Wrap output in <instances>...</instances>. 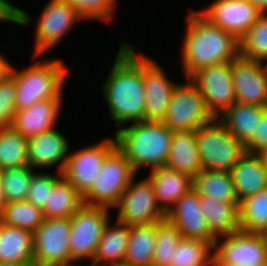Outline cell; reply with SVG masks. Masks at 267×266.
Instances as JSON below:
<instances>
[{"label": "cell", "mask_w": 267, "mask_h": 266, "mask_svg": "<svg viewBox=\"0 0 267 266\" xmlns=\"http://www.w3.org/2000/svg\"><path fill=\"white\" fill-rule=\"evenodd\" d=\"M145 92L144 121L162 122L177 84L172 83L155 61L142 55Z\"/></svg>", "instance_id": "17"}, {"label": "cell", "mask_w": 267, "mask_h": 266, "mask_svg": "<svg viewBox=\"0 0 267 266\" xmlns=\"http://www.w3.org/2000/svg\"><path fill=\"white\" fill-rule=\"evenodd\" d=\"M102 92L118 127L130 121H144L142 55H137L129 43H121Z\"/></svg>", "instance_id": "1"}, {"label": "cell", "mask_w": 267, "mask_h": 266, "mask_svg": "<svg viewBox=\"0 0 267 266\" xmlns=\"http://www.w3.org/2000/svg\"><path fill=\"white\" fill-rule=\"evenodd\" d=\"M116 222L117 227H111L110 221L105 226L92 261L94 266H109V264L111 266L124 262L129 242L130 226L118 220ZM101 261H108L109 263L98 265V262Z\"/></svg>", "instance_id": "27"}, {"label": "cell", "mask_w": 267, "mask_h": 266, "mask_svg": "<svg viewBox=\"0 0 267 266\" xmlns=\"http://www.w3.org/2000/svg\"><path fill=\"white\" fill-rule=\"evenodd\" d=\"M0 262L34 266L33 233L0 221Z\"/></svg>", "instance_id": "24"}, {"label": "cell", "mask_w": 267, "mask_h": 266, "mask_svg": "<svg viewBox=\"0 0 267 266\" xmlns=\"http://www.w3.org/2000/svg\"><path fill=\"white\" fill-rule=\"evenodd\" d=\"M0 266H25V265H22V264H14V263L0 262Z\"/></svg>", "instance_id": "46"}, {"label": "cell", "mask_w": 267, "mask_h": 266, "mask_svg": "<svg viewBox=\"0 0 267 266\" xmlns=\"http://www.w3.org/2000/svg\"><path fill=\"white\" fill-rule=\"evenodd\" d=\"M71 263H73V262L65 263V264H63V265H57V266H74V265H72ZM79 266H80V265H79ZM86 266H94V265L92 264V265H86Z\"/></svg>", "instance_id": "49"}, {"label": "cell", "mask_w": 267, "mask_h": 266, "mask_svg": "<svg viewBox=\"0 0 267 266\" xmlns=\"http://www.w3.org/2000/svg\"><path fill=\"white\" fill-rule=\"evenodd\" d=\"M130 182L118 204L117 220L131 225L158 223L166 213L158 205L151 182L146 178L134 184ZM134 185V186H133Z\"/></svg>", "instance_id": "12"}, {"label": "cell", "mask_w": 267, "mask_h": 266, "mask_svg": "<svg viewBox=\"0 0 267 266\" xmlns=\"http://www.w3.org/2000/svg\"><path fill=\"white\" fill-rule=\"evenodd\" d=\"M147 179L152 184L158 205L165 213H167L182 196L193 189L192 177L167 168L166 166L152 169Z\"/></svg>", "instance_id": "22"}, {"label": "cell", "mask_w": 267, "mask_h": 266, "mask_svg": "<svg viewBox=\"0 0 267 266\" xmlns=\"http://www.w3.org/2000/svg\"><path fill=\"white\" fill-rule=\"evenodd\" d=\"M195 134L202 167L205 170L230 172L246 153L245 145L217 118L200 126Z\"/></svg>", "instance_id": "5"}, {"label": "cell", "mask_w": 267, "mask_h": 266, "mask_svg": "<svg viewBox=\"0 0 267 266\" xmlns=\"http://www.w3.org/2000/svg\"><path fill=\"white\" fill-rule=\"evenodd\" d=\"M212 266H228V265H212Z\"/></svg>", "instance_id": "51"}, {"label": "cell", "mask_w": 267, "mask_h": 266, "mask_svg": "<svg viewBox=\"0 0 267 266\" xmlns=\"http://www.w3.org/2000/svg\"><path fill=\"white\" fill-rule=\"evenodd\" d=\"M45 220L43 210L27 200L5 202L1 222L34 232Z\"/></svg>", "instance_id": "34"}, {"label": "cell", "mask_w": 267, "mask_h": 266, "mask_svg": "<svg viewBox=\"0 0 267 266\" xmlns=\"http://www.w3.org/2000/svg\"><path fill=\"white\" fill-rule=\"evenodd\" d=\"M12 67L10 63L0 53V81L11 75Z\"/></svg>", "instance_id": "43"}, {"label": "cell", "mask_w": 267, "mask_h": 266, "mask_svg": "<svg viewBox=\"0 0 267 266\" xmlns=\"http://www.w3.org/2000/svg\"><path fill=\"white\" fill-rule=\"evenodd\" d=\"M157 223L131 225L124 264L131 266H152L156 244Z\"/></svg>", "instance_id": "28"}, {"label": "cell", "mask_w": 267, "mask_h": 266, "mask_svg": "<svg viewBox=\"0 0 267 266\" xmlns=\"http://www.w3.org/2000/svg\"><path fill=\"white\" fill-rule=\"evenodd\" d=\"M115 148V138L114 140L111 138L68 154L65 167L61 172L62 177L84 197L90 191L97 172L101 169L106 157Z\"/></svg>", "instance_id": "13"}, {"label": "cell", "mask_w": 267, "mask_h": 266, "mask_svg": "<svg viewBox=\"0 0 267 266\" xmlns=\"http://www.w3.org/2000/svg\"><path fill=\"white\" fill-rule=\"evenodd\" d=\"M214 244L212 265L264 266L267 250L260 233L237 231Z\"/></svg>", "instance_id": "11"}, {"label": "cell", "mask_w": 267, "mask_h": 266, "mask_svg": "<svg viewBox=\"0 0 267 266\" xmlns=\"http://www.w3.org/2000/svg\"><path fill=\"white\" fill-rule=\"evenodd\" d=\"M69 3L84 20L95 19L108 22L112 18L116 0H63Z\"/></svg>", "instance_id": "38"}, {"label": "cell", "mask_w": 267, "mask_h": 266, "mask_svg": "<svg viewBox=\"0 0 267 266\" xmlns=\"http://www.w3.org/2000/svg\"><path fill=\"white\" fill-rule=\"evenodd\" d=\"M4 205H5V198H4L3 188L1 186V181H0V220L3 214Z\"/></svg>", "instance_id": "45"}, {"label": "cell", "mask_w": 267, "mask_h": 266, "mask_svg": "<svg viewBox=\"0 0 267 266\" xmlns=\"http://www.w3.org/2000/svg\"><path fill=\"white\" fill-rule=\"evenodd\" d=\"M239 225L241 231L251 233L267 229V188L240 201Z\"/></svg>", "instance_id": "32"}, {"label": "cell", "mask_w": 267, "mask_h": 266, "mask_svg": "<svg viewBox=\"0 0 267 266\" xmlns=\"http://www.w3.org/2000/svg\"><path fill=\"white\" fill-rule=\"evenodd\" d=\"M15 79L9 75L0 81V128L10 127L16 112Z\"/></svg>", "instance_id": "40"}, {"label": "cell", "mask_w": 267, "mask_h": 266, "mask_svg": "<svg viewBox=\"0 0 267 266\" xmlns=\"http://www.w3.org/2000/svg\"><path fill=\"white\" fill-rule=\"evenodd\" d=\"M40 174V175H39ZM34 173L31 178L27 201L39 209H44L48 205L49 191L62 178L50 174Z\"/></svg>", "instance_id": "39"}, {"label": "cell", "mask_w": 267, "mask_h": 266, "mask_svg": "<svg viewBox=\"0 0 267 266\" xmlns=\"http://www.w3.org/2000/svg\"><path fill=\"white\" fill-rule=\"evenodd\" d=\"M70 218L46 219L33 232L34 266H57L70 258Z\"/></svg>", "instance_id": "9"}, {"label": "cell", "mask_w": 267, "mask_h": 266, "mask_svg": "<svg viewBox=\"0 0 267 266\" xmlns=\"http://www.w3.org/2000/svg\"><path fill=\"white\" fill-rule=\"evenodd\" d=\"M187 20L182 50L187 79L199 70L231 62L239 56V40L211 23L200 11H191Z\"/></svg>", "instance_id": "2"}, {"label": "cell", "mask_w": 267, "mask_h": 266, "mask_svg": "<svg viewBox=\"0 0 267 266\" xmlns=\"http://www.w3.org/2000/svg\"><path fill=\"white\" fill-rule=\"evenodd\" d=\"M248 1H250L262 13H267V0H248Z\"/></svg>", "instance_id": "44"}, {"label": "cell", "mask_w": 267, "mask_h": 266, "mask_svg": "<svg viewBox=\"0 0 267 266\" xmlns=\"http://www.w3.org/2000/svg\"><path fill=\"white\" fill-rule=\"evenodd\" d=\"M263 239H264V242H265V245H266V250H267V229L264 230L262 233H261Z\"/></svg>", "instance_id": "47"}, {"label": "cell", "mask_w": 267, "mask_h": 266, "mask_svg": "<svg viewBox=\"0 0 267 266\" xmlns=\"http://www.w3.org/2000/svg\"><path fill=\"white\" fill-rule=\"evenodd\" d=\"M83 205V197L62 177L49 191L48 205L43 209V214L46 219L70 218Z\"/></svg>", "instance_id": "30"}, {"label": "cell", "mask_w": 267, "mask_h": 266, "mask_svg": "<svg viewBox=\"0 0 267 266\" xmlns=\"http://www.w3.org/2000/svg\"><path fill=\"white\" fill-rule=\"evenodd\" d=\"M181 238V232L167 218L158 222L152 266H170L173 249L177 247Z\"/></svg>", "instance_id": "36"}, {"label": "cell", "mask_w": 267, "mask_h": 266, "mask_svg": "<svg viewBox=\"0 0 267 266\" xmlns=\"http://www.w3.org/2000/svg\"><path fill=\"white\" fill-rule=\"evenodd\" d=\"M246 152L262 154L267 150V109L263 112L261 121H258L257 134L245 144Z\"/></svg>", "instance_id": "41"}, {"label": "cell", "mask_w": 267, "mask_h": 266, "mask_svg": "<svg viewBox=\"0 0 267 266\" xmlns=\"http://www.w3.org/2000/svg\"><path fill=\"white\" fill-rule=\"evenodd\" d=\"M266 109L250 104L235 103L219 118L226 129L245 145L254 134H257L258 121H261Z\"/></svg>", "instance_id": "26"}, {"label": "cell", "mask_w": 267, "mask_h": 266, "mask_svg": "<svg viewBox=\"0 0 267 266\" xmlns=\"http://www.w3.org/2000/svg\"><path fill=\"white\" fill-rule=\"evenodd\" d=\"M61 60L33 63L21 71L12 68L15 79L16 111L29 108L39 101L62 99L67 71Z\"/></svg>", "instance_id": "4"}, {"label": "cell", "mask_w": 267, "mask_h": 266, "mask_svg": "<svg viewBox=\"0 0 267 266\" xmlns=\"http://www.w3.org/2000/svg\"><path fill=\"white\" fill-rule=\"evenodd\" d=\"M236 103L267 108V63L238 56L231 61Z\"/></svg>", "instance_id": "14"}, {"label": "cell", "mask_w": 267, "mask_h": 266, "mask_svg": "<svg viewBox=\"0 0 267 266\" xmlns=\"http://www.w3.org/2000/svg\"><path fill=\"white\" fill-rule=\"evenodd\" d=\"M29 167L28 139L11 126L0 128V170Z\"/></svg>", "instance_id": "31"}, {"label": "cell", "mask_w": 267, "mask_h": 266, "mask_svg": "<svg viewBox=\"0 0 267 266\" xmlns=\"http://www.w3.org/2000/svg\"><path fill=\"white\" fill-rule=\"evenodd\" d=\"M214 246L204 240L182 237L173 249L170 266H208L212 265Z\"/></svg>", "instance_id": "33"}, {"label": "cell", "mask_w": 267, "mask_h": 266, "mask_svg": "<svg viewBox=\"0 0 267 266\" xmlns=\"http://www.w3.org/2000/svg\"><path fill=\"white\" fill-rule=\"evenodd\" d=\"M166 218L181 232L182 237L210 242L216 238L211 234L200 207V196L194 189L182 196L166 213Z\"/></svg>", "instance_id": "18"}, {"label": "cell", "mask_w": 267, "mask_h": 266, "mask_svg": "<svg viewBox=\"0 0 267 266\" xmlns=\"http://www.w3.org/2000/svg\"><path fill=\"white\" fill-rule=\"evenodd\" d=\"M189 79L202 94L206 107L214 118L218 119L219 115L236 103L231 62L199 70Z\"/></svg>", "instance_id": "10"}, {"label": "cell", "mask_w": 267, "mask_h": 266, "mask_svg": "<svg viewBox=\"0 0 267 266\" xmlns=\"http://www.w3.org/2000/svg\"><path fill=\"white\" fill-rule=\"evenodd\" d=\"M172 135L163 122L154 121L134 122L114 133L117 149L135 172L142 166L151 170L166 166Z\"/></svg>", "instance_id": "3"}, {"label": "cell", "mask_w": 267, "mask_h": 266, "mask_svg": "<svg viewBox=\"0 0 267 266\" xmlns=\"http://www.w3.org/2000/svg\"><path fill=\"white\" fill-rule=\"evenodd\" d=\"M111 266H131V265L121 263V264H115V265H111Z\"/></svg>", "instance_id": "50"}, {"label": "cell", "mask_w": 267, "mask_h": 266, "mask_svg": "<svg viewBox=\"0 0 267 266\" xmlns=\"http://www.w3.org/2000/svg\"><path fill=\"white\" fill-rule=\"evenodd\" d=\"M187 81L189 83L176 85L166 116L162 120L172 132L196 131L214 119L206 107L202 94L190 79Z\"/></svg>", "instance_id": "8"}, {"label": "cell", "mask_w": 267, "mask_h": 266, "mask_svg": "<svg viewBox=\"0 0 267 266\" xmlns=\"http://www.w3.org/2000/svg\"><path fill=\"white\" fill-rule=\"evenodd\" d=\"M135 173L132 165L116 147L97 172L90 191L83 197L84 204L116 207Z\"/></svg>", "instance_id": "6"}, {"label": "cell", "mask_w": 267, "mask_h": 266, "mask_svg": "<svg viewBox=\"0 0 267 266\" xmlns=\"http://www.w3.org/2000/svg\"><path fill=\"white\" fill-rule=\"evenodd\" d=\"M239 56L259 62L267 60V15L262 13L239 40Z\"/></svg>", "instance_id": "35"}, {"label": "cell", "mask_w": 267, "mask_h": 266, "mask_svg": "<svg viewBox=\"0 0 267 266\" xmlns=\"http://www.w3.org/2000/svg\"><path fill=\"white\" fill-rule=\"evenodd\" d=\"M192 186L199 196L220 202H239L230 172L202 169L193 177Z\"/></svg>", "instance_id": "29"}, {"label": "cell", "mask_w": 267, "mask_h": 266, "mask_svg": "<svg viewBox=\"0 0 267 266\" xmlns=\"http://www.w3.org/2000/svg\"><path fill=\"white\" fill-rule=\"evenodd\" d=\"M166 167L192 178L203 169L195 131L173 132Z\"/></svg>", "instance_id": "23"}, {"label": "cell", "mask_w": 267, "mask_h": 266, "mask_svg": "<svg viewBox=\"0 0 267 266\" xmlns=\"http://www.w3.org/2000/svg\"><path fill=\"white\" fill-rule=\"evenodd\" d=\"M33 174L34 169L30 167L0 170V181L5 202L27 200Z\"/></svg>", "instance_id": "37"}, {"label": "cell", "mask_w": 267, "mask_h": 266, "mask_svg": "<svg viewBox=\"0 0 267 266\" xmlns=\"http://www.w3.org/2000/svg\"><path fill=\"white\" fill-rule=\"evenodd\" d=\"M265 160V164H266V167H267V150H265L262 154H261Z\"/></svg>", "instance_id": "48"}, {"label": "cell", "mask_w": 267, "mask_h": 266, "mask_svg": "<svg viewBox=\"0 0 267 266\" xmlns=\"http://www.w3.org/2000/svg\"><path fill=\"white\" fill-rule=\"evenodd\" d=\"M76 20L82 18L63 0H51L44 7L36 25L35 54L33 58L53 48L70 30Z\"/></svg>", "instance_id": "15"}, {"label": "cell", "mask_w": 267, "mask_h": 266, "mask_svg": "<svg viewBox=\"0 0 267 266\" xmlns=\"http://www.w3.org/2000/svg\"><path fill=\"white\" fill-rule=\"evenodd\" d=\"M29 14L10 4L7 0H0V21H9L19 25H29Z\"/></svg>", "instance_id": "42"}, {"label": "cell", "mask_w": 267, "mask_h": 266, "mask_svg": "<svg viewBox=\"0 0 267 266\" xmlns=\"http://www.w3.org/2000/svg\"><path fill=\"white\" fill-rule=\"evenodd\" d=\"M240 202H220L207 196H200L201 211L206 218L211 234L218 240L240 230ZM219 237V238H218Z\"/></svg>", "instance_id": "25"}, {"label": "cell", "mask_w": 267, "mask_h": 266, "mask_svg": "<svg viewBox=\"0 0 267 266\" xmlns=\"http://www.w3.org/2000/svg\"><path fill=\"white\" fill-rule=\"evenodd\" d=\"M211 23L240 40L262 14L248 0H215L200 12Z\"/></svg>", "instance_id": "16"}, {"label": "cell", "mask_w": 267, "mask_h": 266, "mask_svg": "<svg viewBox=\"0 0 267 266\" xmlns=\"http://www.w3.org/2000/svg\"><path fill=\"white\" fill-rule=\"evenodd\" d=\"M67 139L55 128L28 139L30 168L50 167L60 163L58 173L63 171L69 150Z\"/></svg>", "instance_id": "19"}, {"label": "cell", "mask_w": 267, "mask_h": 266, "mask_svg": "<svg viewBox=\"0 0 267 266\" xmlns=\"http://www.w3.org/2000/svg\"><path fill=\"white\" fill-rule=\"evenodd\" d=\"M109 208L84 204L70 217L69 249L74 262L93 261L104 228L109 221Z\"/></svg>", "instance_id": "7"}, {"label": "cell", "mask_w": 267, "mask_h": 266, "mask_svg": "<svg viewBox=\"0 0 267 266\" xmlns=\"http://www.w3.org/2000/svg\"><path fill=\"white\" fill-rule=\"evenodd\" d=\"M230 173L239 202L267 188V167L261 154L246 152Z\"/></svg>", "instance_id": "21"}, {"label": "cell", "mask_w": 267, "mask_h": 266, "mask_svg": "<svg viewBox=\"0 0 267 266\" xmlns=\"http://www.w3.org/2000/svg\"><path fill=\"white\" fill-rule=\"evenodd\" d=\"M61 103L62 99H49L16 111L11 127L27 139L54 129Z\"/></svg>", "instance_id": "20"}]
</instances>
